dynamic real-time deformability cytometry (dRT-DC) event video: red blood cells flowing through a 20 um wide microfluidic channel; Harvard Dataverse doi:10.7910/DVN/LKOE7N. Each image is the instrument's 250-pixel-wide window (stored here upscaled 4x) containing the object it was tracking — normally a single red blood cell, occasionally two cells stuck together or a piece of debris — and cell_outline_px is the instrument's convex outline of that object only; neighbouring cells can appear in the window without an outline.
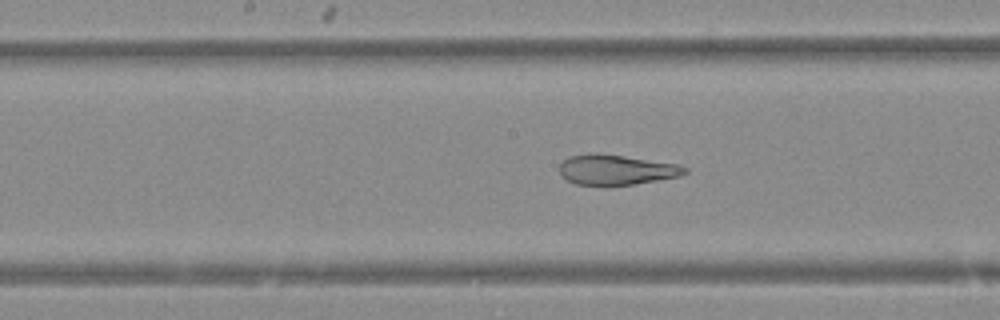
{"species": "Egyptian fruit bat (a non-hibernating species)", "species_latin": "Rousettus aegyptiacus", "temperature_condition": "warm", "stored_images_in_passage": 49, "camera_frame_rate_fps": 3000, "um_per_image_px": 0.085, "animal": {"sex": "female"}, "frame": {"image": 1, "passage_image": 25, "time_ms": 8.0, "image_size_px": [1000, 320], "cell_outline_px": [[688, 172], [680, 176], [660, 180], [636, 184], [576, 184], [568, 180], [560, 172], [560, 164], [568, 156], [588, 152], [596, 152], [624, 156], [676, 164], [688, 168]], "centroid_in_image_um": [52.39, 14.4], "position_along_channel_um": 195.8, "area_um2": 21.85}}
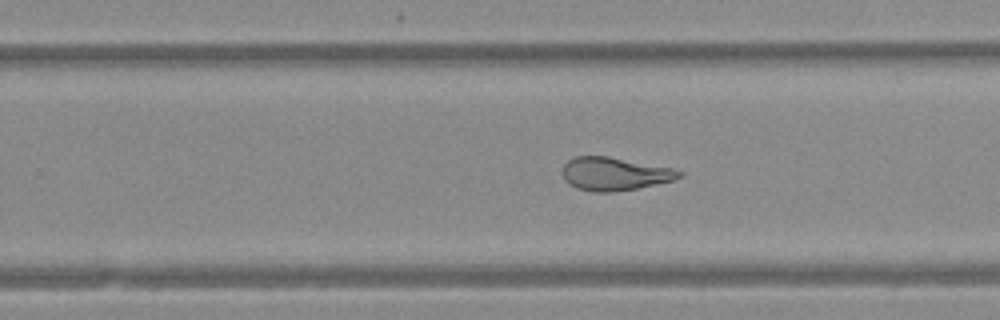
{"frame": {"image": 2, "passage_image": 31, "time_ms": 10.0, "image_size_px": [1000, 320], "cell_outline_px": [[684, 172], [680, 176], [672, 180], [636, 188], [612, 192], [592, 192], [576, 188], [568, 184], [564, 180], [560, 172], [564, 164], [568, 160], [576, 156], [608, 156], [672, 168]], "centroid_in_image_um": [52.15, 14.77], "position_along_channel_um": 277.6, "area_um2": 22.54}}
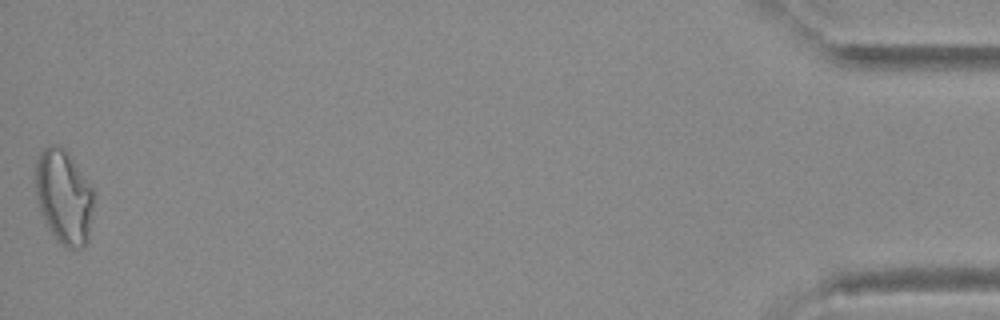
{"frame": {"image": 3, "passage_image": 49, "time_ms": 16.0, "image_size_px": [1000, 320], "cell_outline_px": [[92, 212], [88, 240], [84, 248], [68, 248], [56, 240], [44, 220], [40, 212], [36, 196], [36, 164], [40, 152], [44, 148], [52, 144], [60, 144], [68, 152], [92, 188]], "centroid_in_image_um": [5.42, 16.73], "position_along_channel_um": 429.8, "area_um2": 31.79}}